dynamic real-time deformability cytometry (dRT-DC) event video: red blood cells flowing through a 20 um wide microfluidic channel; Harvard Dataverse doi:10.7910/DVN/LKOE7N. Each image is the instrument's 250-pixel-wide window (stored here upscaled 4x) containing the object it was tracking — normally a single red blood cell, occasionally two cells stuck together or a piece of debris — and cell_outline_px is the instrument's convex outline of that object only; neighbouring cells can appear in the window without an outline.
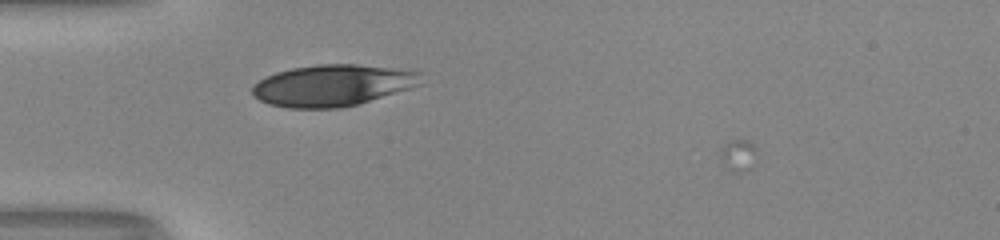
{"species": "human", "species_latin": "Homo sapiens", "temperature_condition": "room temperature", "stored_images_in_passage": 11, "camera_frame_rate_fps": 3000, "um_per_image_px": 0.085, "donor": {"sex": "male"}, "frame": {"image": 1, "passage_image": 10, "time_ms": 3.0, "image_size_px": [1000, 240], "cell_outline_px": [[424, 72], [420, 84], [360, 104], [340, 108], [288, 108], [268, 104], [260, 100], [252, 92], [252, 84], [276, 72], [292, 68], [316, 64], [356, 64], [392, 68]], "centroid_in_image_um": [28.27, 7.25], "position_along_channel_um": 56.7, "area_um2": 40.75}}